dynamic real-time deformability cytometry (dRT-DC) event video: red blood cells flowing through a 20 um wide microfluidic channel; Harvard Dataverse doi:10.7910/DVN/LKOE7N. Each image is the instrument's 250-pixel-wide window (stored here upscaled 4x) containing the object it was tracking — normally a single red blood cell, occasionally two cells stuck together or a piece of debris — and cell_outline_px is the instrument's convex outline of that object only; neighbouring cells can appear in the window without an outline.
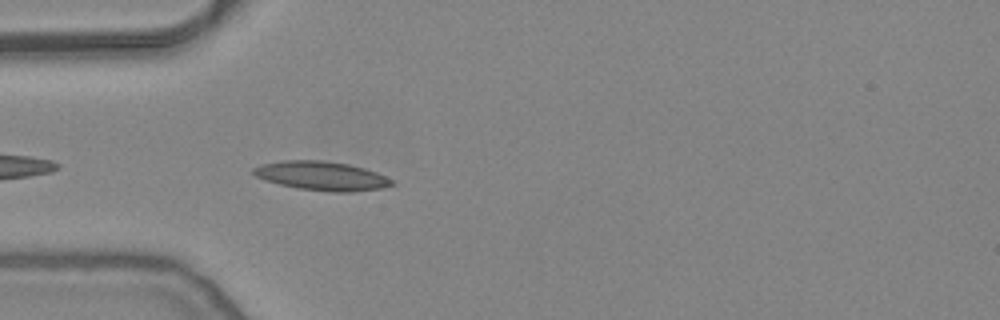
{"species": "common noctule bat (a hibernating species)", "species_latin": "Nyctalus noctula", "temperature_condition": "warm", "stored_images_in_passage": 8, "camera_frame_rate_fps": 3000, "um_per_image_px": 0.085, "animal": {"sex": "female", "body_mass_g": 24.6, "forearm_length_mm": 56.2}, "frame": {"image": 1, "passage_image": 3, "time_ms": 0.667, "image_size_px": [1000, 320], "cell_outline_px": [[396, 184], [384, 188], [352, 192], [332, 192], [296, 188], [264, 180], [256, 176], [252, 172], [252, 168], [260, 164], [280, 160], [320, 160], [348, 164], [364, 168], [376, 172], [392, 180]], "centroid_in_image_um": [27.32, 14.95], "position_along_channel_um": 57.7, "area_um2": 23.52}}